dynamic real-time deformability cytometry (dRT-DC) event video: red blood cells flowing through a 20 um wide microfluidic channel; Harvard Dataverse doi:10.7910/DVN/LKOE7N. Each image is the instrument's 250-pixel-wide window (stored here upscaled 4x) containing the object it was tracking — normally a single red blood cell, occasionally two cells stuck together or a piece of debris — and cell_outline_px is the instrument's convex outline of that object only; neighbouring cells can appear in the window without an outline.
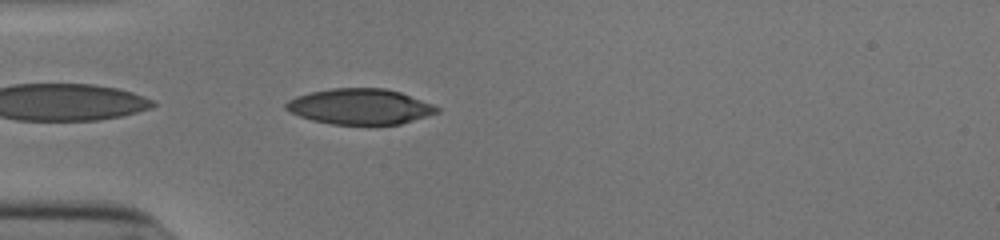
{"species": "human", "species_latin": "Homo sapiens", "temperature_condition": "cold", "stored_images_in_passage": 37, "camera_frame_rate_fps": 3000, "um_per_image_px": 0.085, "donor": {"sex": "male"}, "frame": {"image": 1, "passage_image": 1, "time_ms": 0.0, "image_size_px": [1000, 240], "cell_outline_px": [[440, 112], [400, 124], [332, 124], [312, 120], [300, 116], [284, 108], [284, 104], [288, 100], [296, 96], [312, 92], [332, 88], [384, 88], [400, 92], [432, 104], [440, 108]], "centroid_in_image_um": [30.6, 9.05], "position_along_channel_um": 54.4, "area_um2": 31.1}}
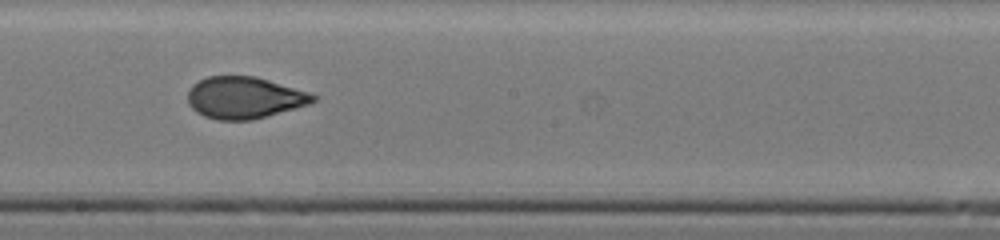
{"frame": {"image": 2, "passage_image": 15, "time_ms": 4.667, "image_size_px": [1000, 240], "cell_outline_px": [[320, 96], [316, 100], [308, 104], [252, 120], [216, 120], [204, 116], [196, 112], [188, 104], [188, 92], [192, 84], [208, 76], [256, 76], [308, 92]], "centroid_in_image_um": [20.75, 8.3], "position_along_channel_um": 227.5, "area_um2": 30.46}}
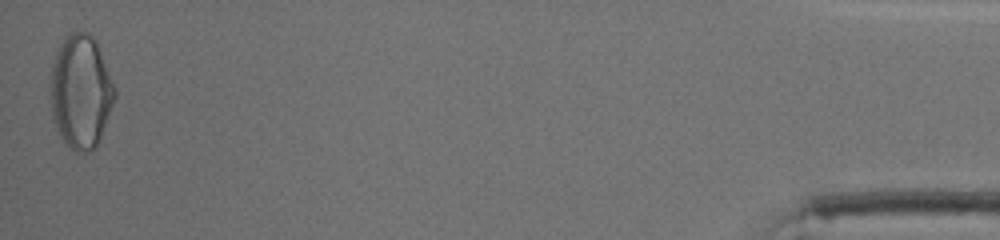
{"frame": {"image": 3, "passage_image": 37, "time_ms": 12.0, "image_size_px": [1000, 240], "cell_outline_px": [[116, 96], [96, 148], [88, 152], [76, 152], [60, 136], [52, 116], [52, 64], [56, 48], [64, 36], [68, 32], [88, 32], [96, 40], [116, 88]], "centroid_in_image_um": [6.88, 7.75], "position_along_channel_um": 428.3, "area_um2": 42.43}, "authors_computed_cell_mechanics": {"area_um2": 31.4432, "velocity_mm_per_s": 3.9183, "shape_relaxation_time_tau1_ms": 5.9825, "shape_relaxation_time_tau2_ms": 0.9407, "deformation_change_tau1": 0.1913, "deformation_change_tau2": 0.0638}}